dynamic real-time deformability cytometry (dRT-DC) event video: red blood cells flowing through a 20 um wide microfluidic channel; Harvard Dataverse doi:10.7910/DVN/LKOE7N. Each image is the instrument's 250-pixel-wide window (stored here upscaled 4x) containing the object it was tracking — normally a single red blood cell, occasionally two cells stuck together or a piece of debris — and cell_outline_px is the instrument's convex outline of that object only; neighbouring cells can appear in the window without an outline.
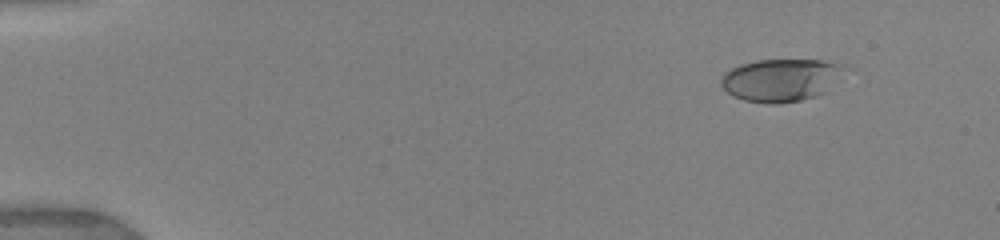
{"species": "human", "species_latin": "Homo sapiens", "temperature_condition": "warm", "stored_images_in_passage": 7, "camera_frame_rate_fps": 3000, "um_per_image_px": 0.085, "donor": {"sex": "female"}, "frame": {"image": 1, "passage_image": 2, "time_ms": 1.0, "image_size_px": [1000, 240], "cell_outline_px": [[852, 68], [824, 92], [816, 96], [800, 100], [776, 104], [768, 104], [744, 100], [732, 96], [720, 84], [720, 80], [724, 72], [740, 64], [756, 60], [820, 60], [844, 64]], "centroid_in_image_um": [66.43, 6.79], "position_along_channel_um": 18.6, "area_um2": 31.1}}
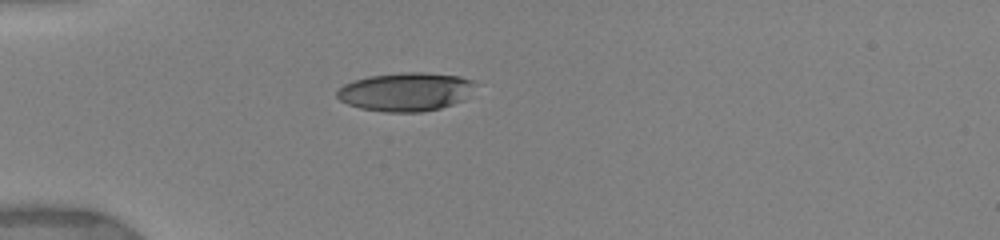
{"frame": {"image": 2, "passage_image": 5, "time_ms": 4.333, "image_size_px": [1000, 240], "cell_outline_px": [[476, 84], [464, 100], [440, 108], [420, 112], [384, 112], [360, 108], [348, 104], [340, 100], [336, 96], [336, 92], [344, 84], [352, 80], [368, 76], [400, 72], [424, 72], [460, 76], [476, 80]], "centroid_in_image_um": [34.49, 7.79], "position_along_channel_um": 50.5, "area_um2": 31.33}}